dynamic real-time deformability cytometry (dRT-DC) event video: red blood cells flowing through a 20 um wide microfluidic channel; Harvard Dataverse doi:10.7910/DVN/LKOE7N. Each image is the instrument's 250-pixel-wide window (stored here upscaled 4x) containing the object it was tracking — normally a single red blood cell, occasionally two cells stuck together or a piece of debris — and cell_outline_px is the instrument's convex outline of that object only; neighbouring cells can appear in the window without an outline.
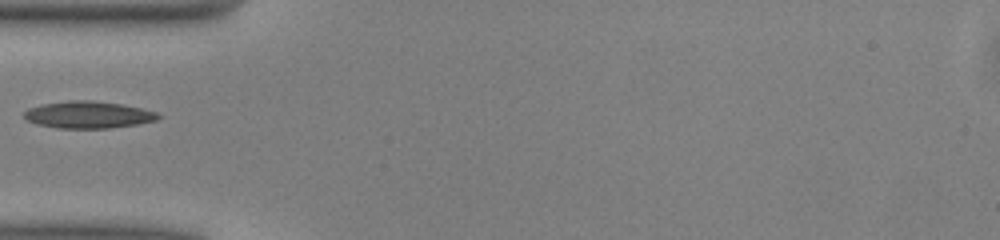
{"species": "common noctule bat (a hibernating species)", "species_latin": "Nyctalus noctula", "temperature_condition": "warm", "stored_images_in_passage": 35, "camera_frame_rate_fps": 3000, "um_per_image_px": 0.085, "animal": {"sex": "male", "body_mass_g": 13.0, "forearm_length_mm": 53.1}, "frame": {"image": 1, "passage_image": 1, "time_ms": 0.0, "image_size_px": [1000, 240], "cell_outline_px": [[164, 116], [156, 120], [136, 124], [108, 128], [60, 128], [36, 124], [28, 120], [24, 116], [24, 112], [28, 108], [40, 104], [68, 100], [92, 100], [120, 104], [140, 108], [156, 112]], "centroid_in_image_um": [7.48, 9.74], "position_along_channel_um": 77.5, "area_um2": 21.04}}